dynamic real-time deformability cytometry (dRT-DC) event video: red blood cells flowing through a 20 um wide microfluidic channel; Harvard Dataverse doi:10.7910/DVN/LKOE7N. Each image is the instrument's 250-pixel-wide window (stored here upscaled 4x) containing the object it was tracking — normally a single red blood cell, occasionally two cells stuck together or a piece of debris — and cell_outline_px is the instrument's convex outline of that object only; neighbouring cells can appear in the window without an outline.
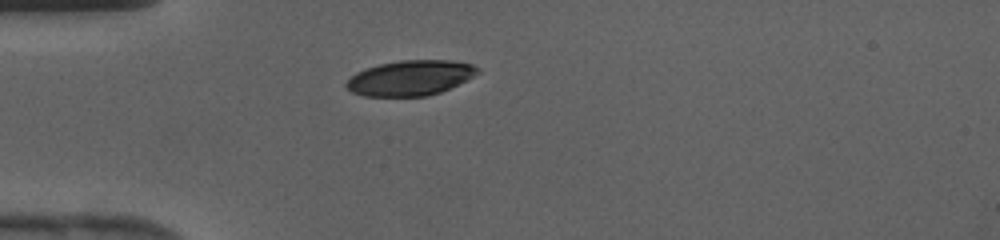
{"species": "human", "species_latin": "Homo sapiens", "temperature_condition": "cold", "stored_images_in_passage": 31, "camera_frame_rate_fps": 3000, "um_per_image_px": 0.085, "donor": {"sex": "female"}, "frame": {"image": 1, "passage_image": 1, "time_ms": 0.0, "image_size_px": [1000, 240], "cell_outline_px": [[480, 72], [468, 80], [440, 92], [428, 96], [364, 96], [352, 92], [344, 84], [356, 72], [380, 64], [400, 60], [452, 60], [472, 64], [480, 68]], "centroid_in_image_um": [34.92, 6.62], "position_along_channel_um": 50.1, "area_um2": 26.93}}
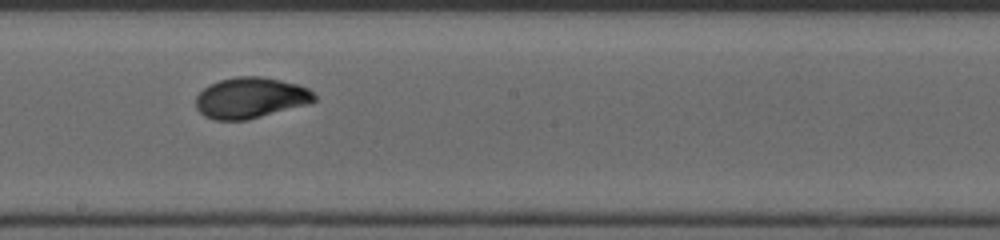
{"frame": {"image": 2, "passage_image": 13, "time_ms": 4.0, "image_size_px": [1000, 240], "cell_outline_px": [[316, 100], [308, 104], [248, 120], [216, 120], [204, 116], [196, 108], [196, 96], [208, 84], [220, 80], [236, 76], [260, 76], [280, 80], [296, 84], [308, 88], [316, 96]], "centroid_in_image_um": [21.28, 8.32], "position_along_channel_um": 226.9, "area_um2": 28.26}}
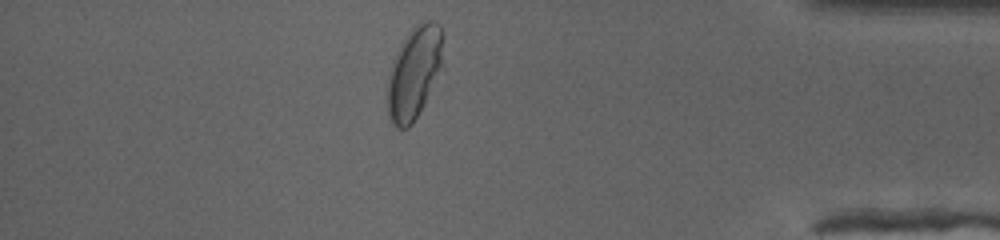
{"frame": {"image": 3, "passage_image": 26, "time_ms": 8.333, "image_size_px": [1000, 240], "cell_outline_px": [[444, 68], [424, 104], [412, 124], [408, 128], [396, 128], [392, 124], [388, 116], [384, 92], [388, 72], [400, 44], [412, 28], [416, 24], [428, 20], [436, 20], [440, 24], [444, 32]], "centroid_in_image_um": [35.22, 6.17], "position_along_channel_um": 400.0, "area_um2": 31.39}}